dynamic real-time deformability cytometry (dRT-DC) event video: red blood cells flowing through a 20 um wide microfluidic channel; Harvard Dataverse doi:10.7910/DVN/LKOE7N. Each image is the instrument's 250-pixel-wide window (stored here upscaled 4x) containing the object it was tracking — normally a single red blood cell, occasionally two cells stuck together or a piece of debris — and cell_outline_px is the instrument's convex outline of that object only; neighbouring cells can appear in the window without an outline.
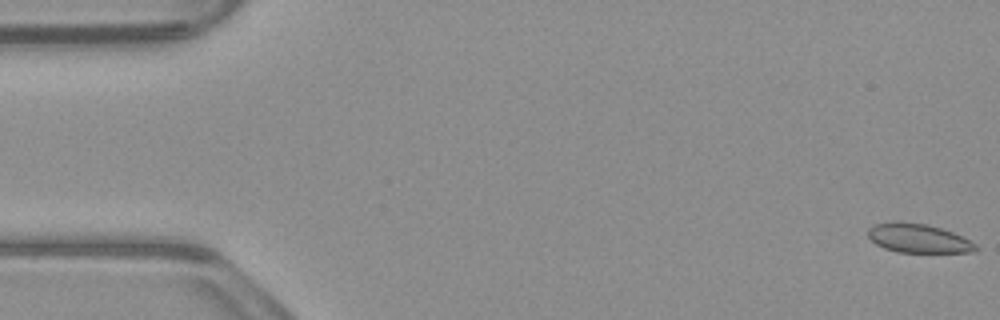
{"species": "common noctule bat (a hibernating species)", "species_latin": "Nyctalus noctula", "temperature_condition": "warm", "stored_images_in_passage": 54, "camera_frame_rate_fps": 3000, "um_per_image_px": 0.085, "animal": {"sex": "male", "body_mass_g": 23.1, "forearm_length_mm": 52.7}, "frame": {"image": 1, "passage_image": 1, "time_ms": 0.0, "image_size_px": [1000, 320], "cell_outline_px": [[980, 248], [976, 252], [896, 252], [884, 248], [876, 244], [868, 236], [868, 228], [872, 224], [892, 220], [900, 220], [924, 224], [940, 228], [952, 232], [976, 244]], "centroid_in_image_um": [78.01, 20.24], "position_along_channel_um": 7.0, "area_um2": 18.38}}
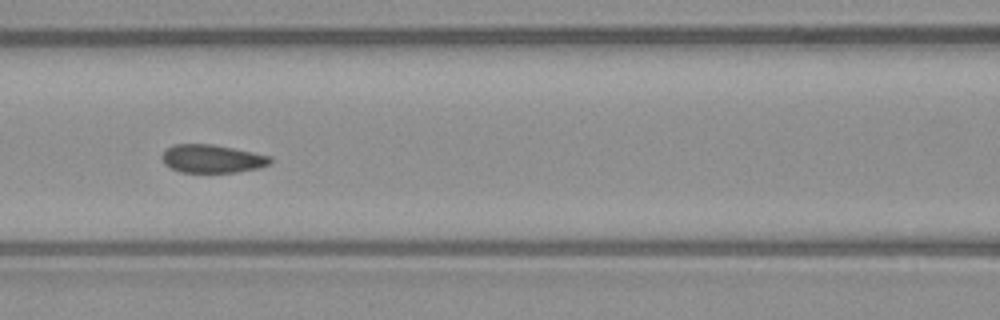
{"frame": {"image": 2, "passage_image": 23, "time_ms": 7.333, "image_size_px": [1000, 320], "cell_outline_px": [[272, 160], [268, 164], [260, 168], [236, 172], [180, 172], [164, 164], [160, 156], [172, 144], [212, 144], [272, 156]], "centroid_in_image_um": [18.02, 13.49], "position_along_channel_um": 148.6, "area_um2": 17.74}}
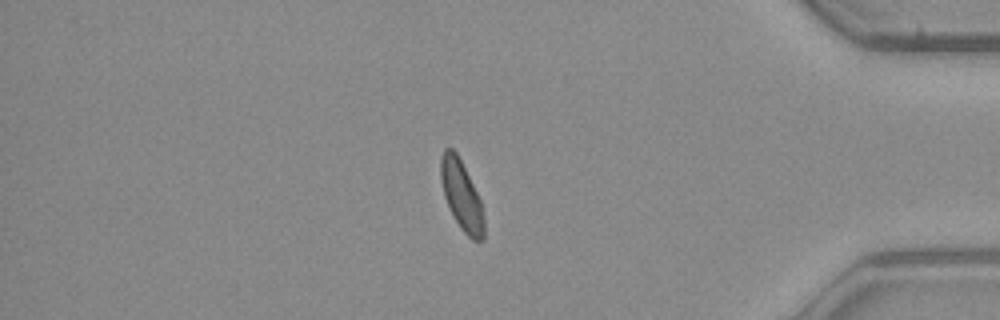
{"frame": {"image": 3, "passage_image": 45, "time_ms": 14.667, "image_size_px": [1000, 320], "cell_outline_px": [[484, 240], [472, 240], [460, 228], [444, 196], [440, 180], [440, 156], [444, 148], [452, 148], [456, 152], [480, 200], [484, 220]], "centroid_in_image_um": [39.21, 16.6], "position_along_channel_um": 396.0, "area_um2": 17.17}, "authors_computed_cell_mechanics": {"area_um2": 18.3515, "velocity_mm_per_s": 3.8999, "shape_relaxation_time_tau1_ms": null, "shape_relaxation_time_tau2_ms": 1.1253, "deformation_change_tau1": null, "deformation_change_tau2": 0.0605}}